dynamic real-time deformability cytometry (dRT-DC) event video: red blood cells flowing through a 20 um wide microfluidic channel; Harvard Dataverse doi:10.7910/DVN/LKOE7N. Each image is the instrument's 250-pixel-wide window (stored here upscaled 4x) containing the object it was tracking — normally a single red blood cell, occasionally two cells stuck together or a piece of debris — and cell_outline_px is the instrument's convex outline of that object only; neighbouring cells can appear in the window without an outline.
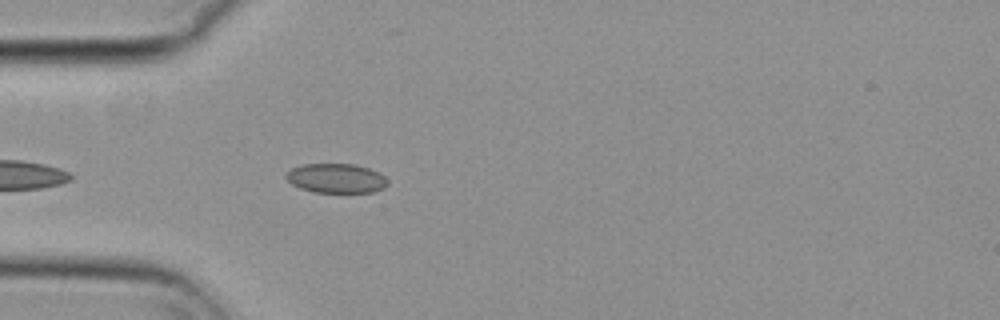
{"species": "common noctule bat (a hibernating species)", "species_latin": "Nyctalus noctula", "temperature_condition": "cold", "stored_images_in_passage": 18, "camera_frame_rate_fps": 3000, "um_per_image_px": 0.085, "animal": {"sex": "female", "body_mass_g": 29.2, "forearm_length_mm": 56.3}, "frame": {"image": 1, "passage_image": 3, "time_ms": 0.667, "image_size_px": [1000, 320], "cell_outline_px": [[388, 184], [384, 188], [372, 192], [312, 192], [300, 188], [292, 184], [284, 176], [292, 168], [304, 164], [352, 164], [368, 168], [380, 172], [388, 180]], "centroid_in_image_um": [28.59, 15.16], "position_along_channel_um": 56.4, "area_um2": 17.4}}
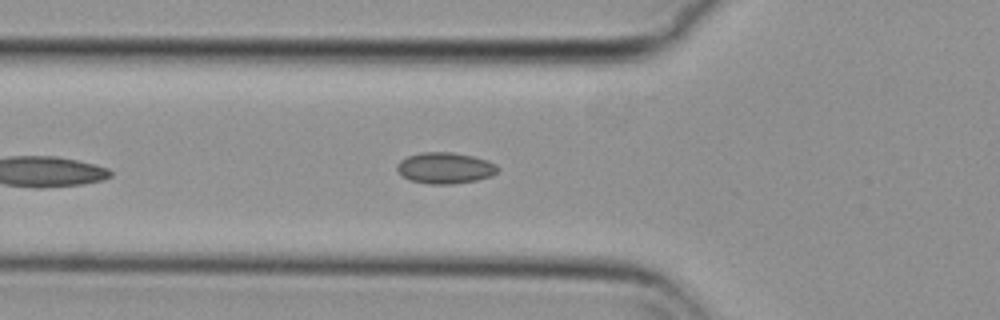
{"frame": {"image": 2, "passage_image": 6, "time_ms": 1.667, "image_size_px": [1000, 320], "cell_outline_px": [[500, 168], [492, 176], [476, 180], [452, 184], [428, 184], [408, 180], [396, 168], [396, 164], [400, 160], [408, 156], [420, 152], [452, 152], [472, 156], [488, 160], [496, 164]], "centroid_in_image_um": [37.83, 14.28], "position_along_channel_um": 88.0, "area_um2": 18.38}}